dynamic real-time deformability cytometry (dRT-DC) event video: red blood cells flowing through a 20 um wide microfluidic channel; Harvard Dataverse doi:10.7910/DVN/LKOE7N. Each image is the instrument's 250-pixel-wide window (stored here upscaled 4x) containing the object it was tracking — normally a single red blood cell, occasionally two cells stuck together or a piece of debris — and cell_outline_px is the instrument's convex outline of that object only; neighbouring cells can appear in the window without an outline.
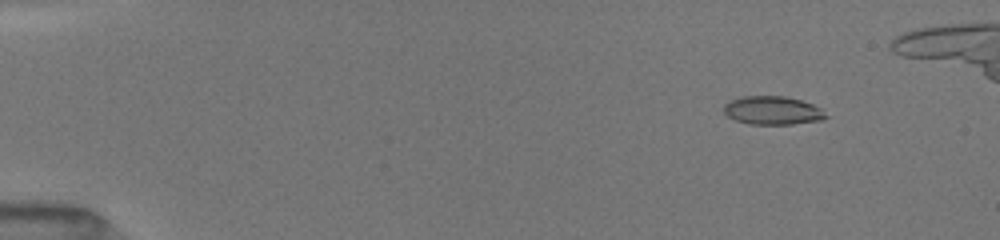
{"species": "common noctule bat (a hibernating species)", "species_latin": "Nyctalus noctula", "temperature_condition": "room temperature", "stored_images_in_passage": 43, "camera_frame_rate_fps": 3000, "um_per_image_px": 0.085, "animal": {"sex": "female", "body_mass_g": 19.5, "forearm_length_mm": 54.1}, "frame": {"image": 1, "passage_image": 13, "time_ms": 2.0, "image_size_px": [1000, 240], "cell_outline_px": [[828, 116], [820, 120], [792, 124], [748, 124], [736, 120], [728, 116], [724, 112], [724, 104], [728, 100], [744, 96], [784, 96], [800, 100], [812, 104], [820, 108]], "centroid_in_image_um": [65.63, 9.38], "position_along_channel_um": 19.4, "area_um2": 16.82}}
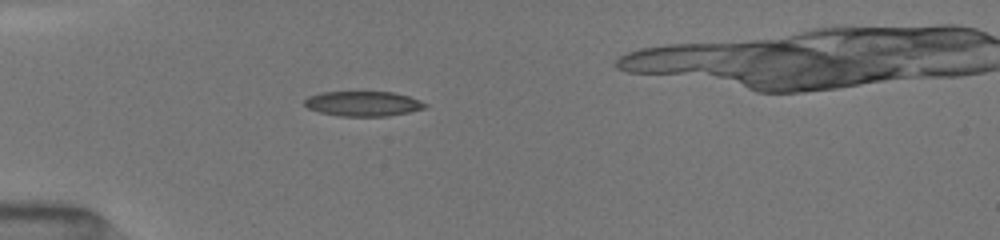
{"frame": {"image": 2, "passage_image": 40, "time_ms": 5.333, "image_size_px": [1000, 240], "cell_outline_px": [[428, 104], [424, 108], [408, 112], [384, 116], [340, 116], [320, 112], [308, 108], [304, 104], [304, 100], [308, 96], [320, 92], [392, 92], [408, 96], [420, 100]], "centroid_in_image_um": [30.84, 8.81], "position_along_channel_um": 54.2, "area_um2": 17.4}}